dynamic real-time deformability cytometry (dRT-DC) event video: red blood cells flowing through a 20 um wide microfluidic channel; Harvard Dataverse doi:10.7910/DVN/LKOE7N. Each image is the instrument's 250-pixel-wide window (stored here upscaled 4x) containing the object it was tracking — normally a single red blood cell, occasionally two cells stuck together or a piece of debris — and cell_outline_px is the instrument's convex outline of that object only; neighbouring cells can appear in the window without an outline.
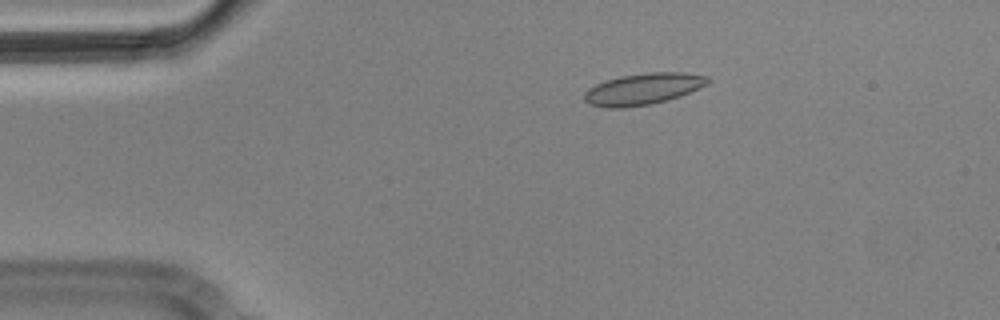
{"species": "Egyptian fruit bat (a non-hibernating species)", "species_latin": "Rousettus aegyptiacus", "temperature_condition": "cold", "stored_images_in_passage": 5, "camera_frame_rate_fps": 3000, "um_per_image_px": 0.085, "animal": {"sex": "male"}, "frame": {"image": 1, "passage_image": 3, "time_ms": 0.667, "image_size_px": [1000, 320], "cell_outline_px": [[708, 84], [680, 96], [668, 100], [652, 104], [624, 108], [608, 108], [592, 104], [584, 100], [584, 92], [588, 88], [604, 80], [620, 76], [648, 72], [684, 72], [708, 76]], "centroid_in_image_um": [54.65, 7.56], "position_along_channel_um": 30.3, "area_um2": 22.72}}